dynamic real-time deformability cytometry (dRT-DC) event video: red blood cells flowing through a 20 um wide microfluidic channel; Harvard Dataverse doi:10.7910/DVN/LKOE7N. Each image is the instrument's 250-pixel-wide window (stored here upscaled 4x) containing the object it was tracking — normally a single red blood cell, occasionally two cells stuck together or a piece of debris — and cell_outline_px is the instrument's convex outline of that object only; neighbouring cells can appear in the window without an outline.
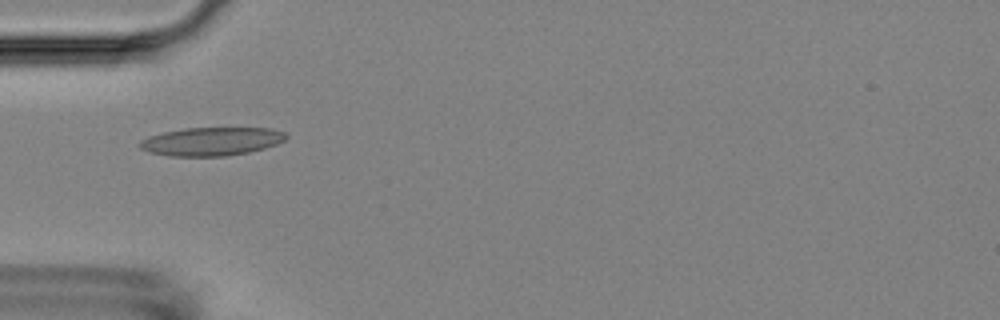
{"species": "Egyptian fruit bat (a non-hibernating species)", "species_latin": "Rousettus aegyptiacus", "temperature_condition": "room temperature", "stored_images_in_passage": 7, "camera_frame_rate_fps": 3000, "um_per_image_px": 0.085, "animal": {"sex": "female"}, "frame": {"image": 1, "passage_image": 5, "time_ms": 4.667, "image_size_px": [1000, 320], "cell_outline_px": [[288, 136], [284, 140], [276, 144], [264, 148], [248, 152], [224, 156], [168, 156], [148, 152], [140, 148], [136, 144], [140, 140], [148, 136], [164, 132], [184, 128], [272, 128], [284, 132]], "centroid_in_image_um": [17.92, 12.02], "position_along_channel_um": 67.1, "area_um2": 24.28}}
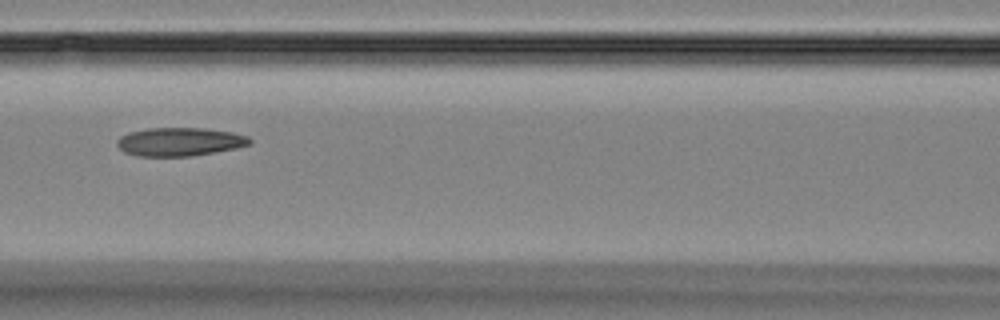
{"frame": {"image": 2, "passage_image": 7, "time_ms": 7.0, "image_size_px": [1000, 320], "cell_outline_px": [[252, 144], [236, 148], [216, 152], [188, 156], [140, 156], [124, 152], [116, 144], [116, 140], [120, 136], [128, 132], [148, 128], [204, 128], [232, 132], [248, 136], [252, 140]], "centroid_in_image_um": [15.28, 12.04], "position_along_channel_um": 151.3, "area_um2": 22.08}}